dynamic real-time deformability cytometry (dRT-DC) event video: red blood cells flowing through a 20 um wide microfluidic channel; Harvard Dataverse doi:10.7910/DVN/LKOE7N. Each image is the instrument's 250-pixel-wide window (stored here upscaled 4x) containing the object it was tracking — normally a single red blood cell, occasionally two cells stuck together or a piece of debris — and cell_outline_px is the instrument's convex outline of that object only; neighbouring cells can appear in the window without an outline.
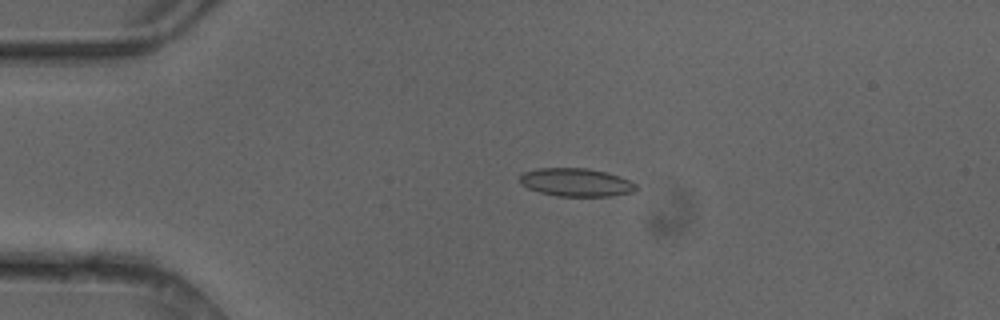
{"species": "common noctule bat (a hibernating species)", "species_latin": "Nyctalus noctula", "temperature_condition": "cold", "stored_images_in_passage": 3, "camera_frame_rate_fps": 3000, "um_per_image_px": 0.085, "animal": {"sex": "female"}, "frame": {"image": 1, "passage_image": 3, "time_ms": 0.667, "image_size_px": [1000, 320], "cell_outline_px": [[636, 188], [632, 192], [608, 196], [556, 196], [540, 192], [528, 188], [520, 184], [520, 176], [524, 172], [536, 168], [588, 168], [620, 176], [636, 184]], "centroid_in_image_um": [48.93, 15.49], "position_along_channel_um": 36.1, "area_um2": 18.96}}